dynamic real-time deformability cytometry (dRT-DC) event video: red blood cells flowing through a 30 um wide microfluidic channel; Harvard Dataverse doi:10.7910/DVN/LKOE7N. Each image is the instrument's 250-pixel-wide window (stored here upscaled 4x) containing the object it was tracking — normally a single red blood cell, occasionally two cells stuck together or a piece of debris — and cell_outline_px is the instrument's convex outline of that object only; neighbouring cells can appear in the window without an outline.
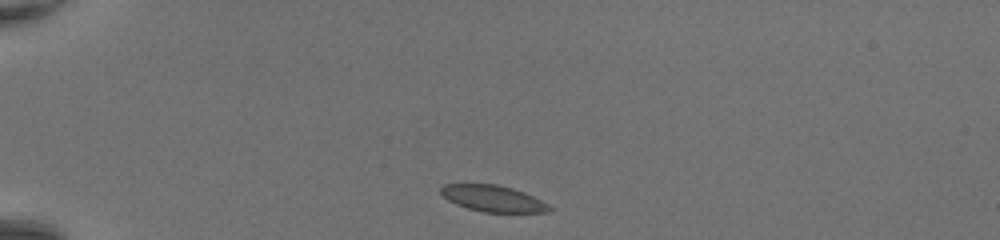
{"species": "common noctule bat (a hibernating species)", "species_latin": "Nyctalus noctula", "temperature_condition": "room temperature", "stored_images_in_passage": 36, "camera_frame_rate_fps": 3000, "um_per_image_px": 0.085, "animal": {"sex": "female", "body_mass_g": 20.0, "forearm_length_mm": 54.0}, "frame": {"image": 1, "passage_image": 1, "time_ms": 0.0, "image_size_px": [1000, 240], "cell_outline_px": [[552, 208], [548, 212], [484, 212], [468, 208], [456, 204], [448, 200], [440, 192], [440, 188], [444, 184], [496, 184], [512, 188], [524, 192], [548, 204]], "centroid_in_image_um": [41.89, 16.87], "position_along_channel_um": 43.1, "area_um2": 16.47}}
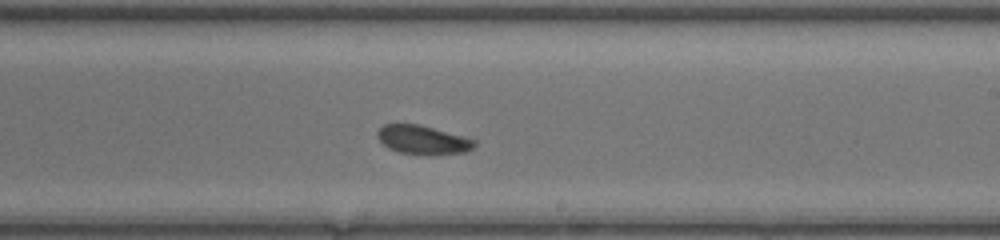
{"frame": {"image": 2, "passage_image": 19, "time_ms": 6.0, "image_size_px": [1000, 240], "cell_outline_px": [[476, 144], [468, 152], [432, 156], [428, 156], [400, 152], [388, 148], [376, 136], [376, 132], [384, 124], [420, 124], [464, 136], [476, 140]], "centroid_in_image_um": [35.97, 11.9], "position_along_channel_um": 253.0, "area_um2": 16.65}}
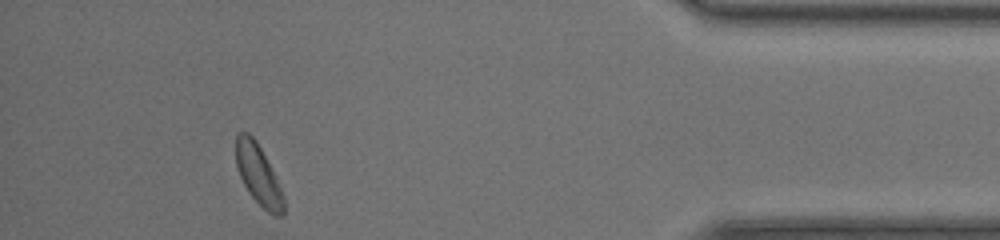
{"frame": {"image": 3, "passage_image": 33, "time_ms": 10.667, "image_size_px": [1000, 240], "cell_outline_px": [[284, 212], [280, 216], [276, 216], [268, 212], [252, 196], [244, 184], [240, 176], [236, 164], [236, 132], [248, 132], [256, 140], [284, 196]], "centroid_in_image_um": [21.94, 14.83], "position_along_channel_um": 413.3, "area_um2": 16.18}, "authors_computed_cell_mechanics": {"area_um2": 17.051, "velocity_mm_per_s": 4.3637, "shape_relaxation_time_tau1_ms": 1.8665, "shape_relaxation_time_tau2_ms": null, "deformation_change_tau1": 0.0474, "deformation_change_tau2": null}}